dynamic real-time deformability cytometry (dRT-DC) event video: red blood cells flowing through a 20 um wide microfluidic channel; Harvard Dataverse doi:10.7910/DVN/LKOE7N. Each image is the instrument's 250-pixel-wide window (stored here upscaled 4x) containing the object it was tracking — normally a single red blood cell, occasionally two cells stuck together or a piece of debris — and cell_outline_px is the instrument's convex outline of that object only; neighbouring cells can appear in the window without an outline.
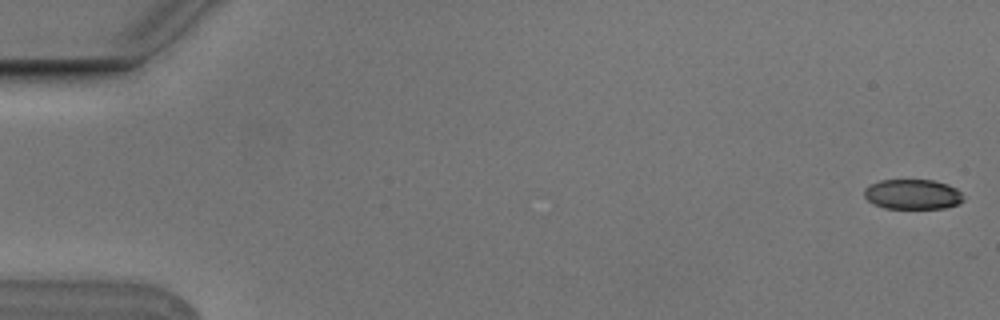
{"species": "Egyptian fruit bat (a non-hibernating species)", "species_latin": "Rousettus aegyptiacus", "temperature_condition": "cold", "stored_images_in_passage": 5, "camera_frame_rate_fps": 3000, "um_per_image_px": 0.085, "animal": {"sex": "male"}, "frame": {"image": 1, "passage_image": 1, "time_ms": 0.0, "image_size_px": [1000, 320], "cell_outline_px": [[964, 200], [960, 204], [944, 208], [884, 208], [868, 200], [864, 196], [864, 188], [880, 180], [932, 180], [948, 184], [956, 188], [960, 192]], "centroid_in_image_um": [77.59, 16.51], "position_along_channel_um": 7.4, "area_um2": 17.28}}
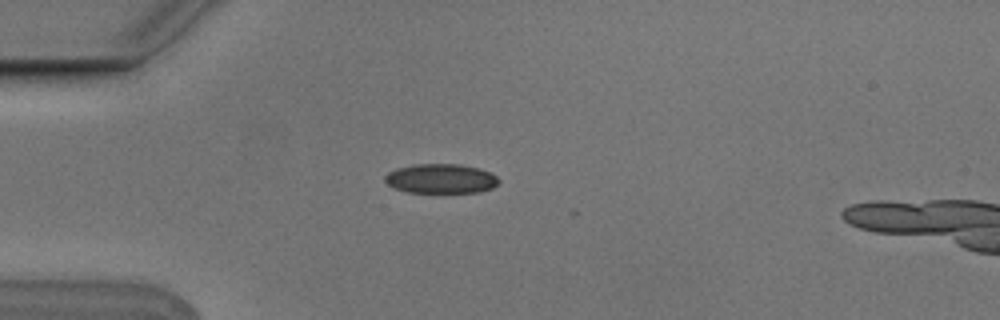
{"frame": {"image": 2, "passage_image": 5, "time_ms": 1.333, "image_size_px": [1000, 320], "cell_outline_px": [[500, 180], [492, 188], [480, 192], [408, 192], [396, 188], [388, 184], [384, 180], [384, 176], [388, 172], [396, 168], [412, 164], [460, 164], [480, 168], [496, 176]], "centroid_in_image_um": [37.46, 15.17], "position_along_channel_um": 47.5, "area_um2": 19.54}}